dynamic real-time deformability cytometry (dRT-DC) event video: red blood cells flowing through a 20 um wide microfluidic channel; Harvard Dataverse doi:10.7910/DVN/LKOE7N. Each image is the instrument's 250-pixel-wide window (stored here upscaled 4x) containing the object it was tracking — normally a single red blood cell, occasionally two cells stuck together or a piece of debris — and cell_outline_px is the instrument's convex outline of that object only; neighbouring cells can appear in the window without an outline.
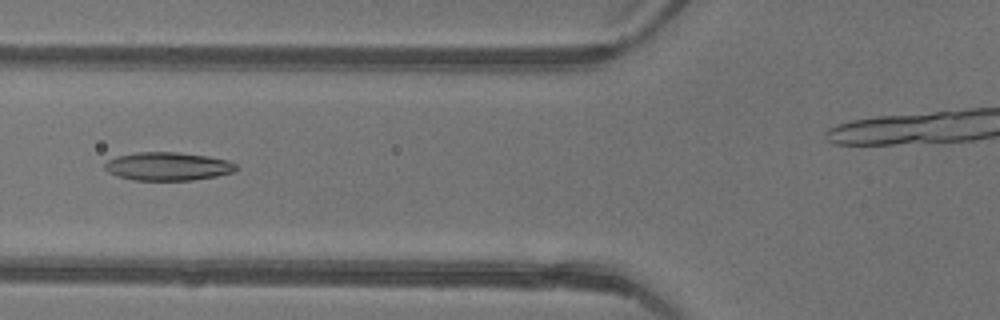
{"species": "common noctule bat (a hibernating species)", "species_latin": "Nyctalus noctula", "temperature_condition": "warm", "stored_images_in_passage": 4, "camera_frame_rate_fps": 3000, "um_per_image_px": 0.085, "animal": {"sex": "female"}, "frame": {"image": 1, "passage_image": 3, "time_ms": 0.667, "image_size_px": [1000, 320], "cell_outline_px": [[236, 172], [216, 176], [192, 180], [132, 180], [108, 172], [104, 168], [104, 164], [108, 160], [116, 156], [136, 152], [176, 152], [208, 156], [228, 160], [236, 164]], "centroid_in_image_um": [14.27, 14.13], "position_along_channel_um": 111.5, "area_um2": 21.68}}